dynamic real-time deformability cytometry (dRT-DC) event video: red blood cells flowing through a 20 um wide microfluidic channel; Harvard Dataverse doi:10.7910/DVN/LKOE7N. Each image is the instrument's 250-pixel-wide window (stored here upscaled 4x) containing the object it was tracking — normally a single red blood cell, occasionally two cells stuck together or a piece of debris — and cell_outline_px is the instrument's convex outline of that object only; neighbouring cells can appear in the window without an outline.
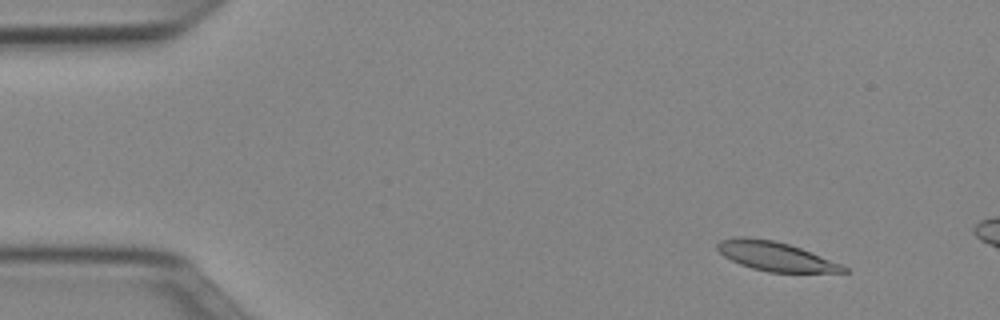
{"species": "Egyptian fruit bat (a non-hibernating species)", "species_latin": "Rousettus aegyptiacus", "temperature_condition": "cold", "stored_images_in_passage": 12, "camera_frame_rate_fps": 3000, "um_per_image_px": 0.085, "animal": {"sex": "female"}, "frame": {"image": 1, "passage_image": 6, "time_ms": 1.667, "image_size_px": [1000, 320], "cell_outline_px": [[848, 272], [768, 272], [752, 268], [740, 264], [724, 256], [716, 248], [716, 244], [720, 240], [740, 236], [748, 236], [772, 240], [788, 244], [800, 248], [840, 264], [848, 268]], "centroid_in_image_um": [65.86, 21.77], "position_along_channel_um": 19.1, "area_um2": 21.15}}